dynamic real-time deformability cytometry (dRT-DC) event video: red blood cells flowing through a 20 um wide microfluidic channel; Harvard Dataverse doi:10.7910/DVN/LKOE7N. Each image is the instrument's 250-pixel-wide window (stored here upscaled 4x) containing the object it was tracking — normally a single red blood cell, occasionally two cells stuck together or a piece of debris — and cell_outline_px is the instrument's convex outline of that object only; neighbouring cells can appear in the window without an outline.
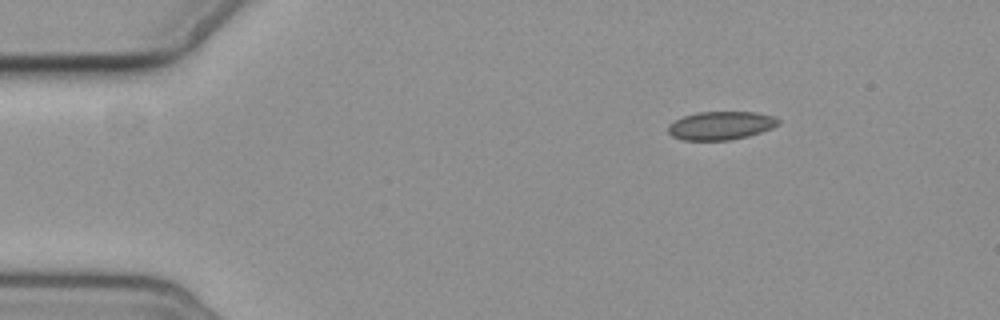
{"species": "common noctule bat (a hibernating species)", "species_latin": "Nyctalus noctula", "temperature_condition": "cold", "stored_images_in_passage": 7, "camera_frame_rate_fps": 3000, "um_per_image_px": 0.085, "animal": {"sex": "female", "body_mass_g": 19.3, "forearm_length_mm": 54.1}, "frame": {"image": 1, "passage_image": 1, "time_ms": 0.0, "image_size_px": [1000, 320], "cell_outline_px": [[780, 124], [772, 128], [748, 136], [728, 140], [684, 140], [672, 136], [668, 132], [668, 124], [684, 116], [696, 112], [756, 112], [772, 116], [780, 120]], "centroid_in_image_um": [61.27, 10.67], "position_along_channel_um": 23.7, "area_um2": 18.15}}
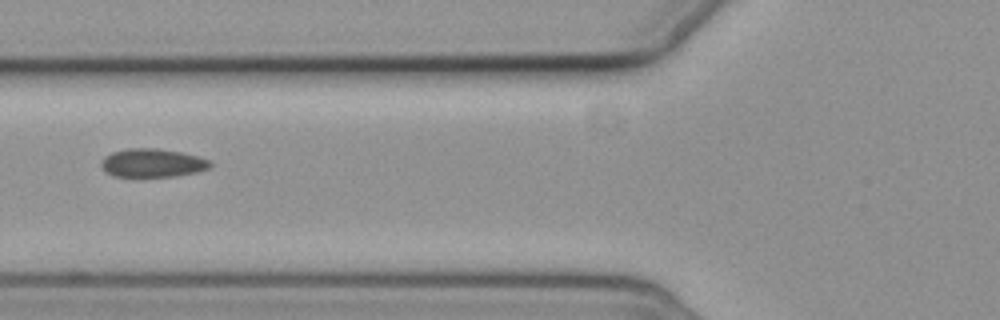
{"frame": {"image": 2, "passage_image": 5, "time_ms": 4.667, "image_size_px": [1000, 320], "cell_outline_px": [[212, 168], [196, 172], [176, 176], [112, 176], [100, 164], [100, 160], [104, 156], [112, 152], [128, 148], [156, 148], [180, 152], [212, 160]], "centroid_in_image_um": [12.98, 13.84], "position_along_channel_um": 112.8, "area_um2": 18.09}}
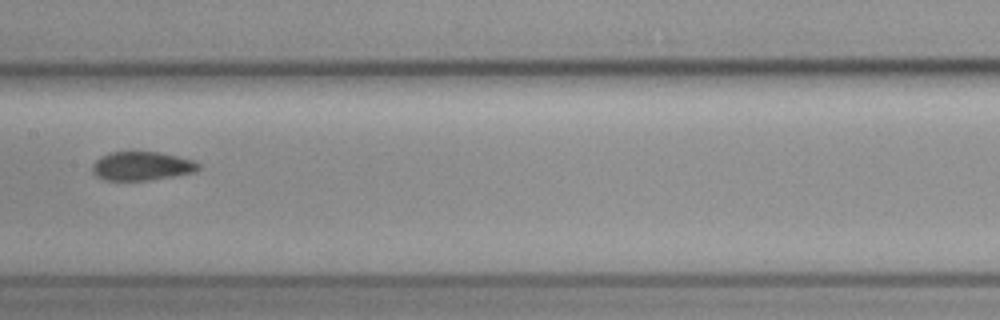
{"frame": {"image": 3, "passage_image": 7, "time_ms": 7.0, "image_size_px": [1000, 320], "cell_outline_px": [[200, 168], [196, 172], [148, 180], [104, 180], [96, 176], [92, 172], [92, 164], [100, 156], [108, 152], [132, 148], [160, 152], [196, 160], [200, 164]], "centroid_in_image_um": [12.03, 14.05], "position_along_channel_um": 195.4, "area_um2": 18.73}}